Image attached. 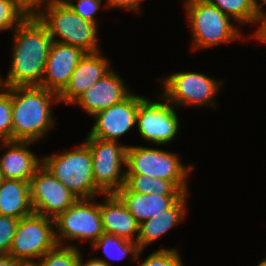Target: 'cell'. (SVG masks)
Segmentation results:
<instances>
[{"label": "cell", "instance_id": "cell-19", "mask_svg": "<svg viewBox=\"0 0 266 266\" xmlns=\"http://www.w3.org/2000/svg\"><path fill=\"white\" fill-rule=\"evenodd\" d=\"M184 193L170 208L160 212L151 219L139 224V234L137 245L140 250H144L148 244L158 240L186 216V197Z\"/></svg>", "mask_w": 266, "mask_h": 266}, {"label": "cell", "instance_id": "cell-5", "mask_svg": "<svg viewBox=\"0 0 266 266\" xmlns=\"http://www.w3.org/2000/svg\"><path fill=\"white\" fill-rule=\"evenodd\" d=\"M185 7L193 34V49L241 39L243 34L218 7L205 0H186Z\"/></svg>", "mask_w": 266, "mask_h": 266}, {"label": "cell", "instance_id": "cell-34", "mask_svg": "<svg viewBox=\"0 0 266 266\" xmlns=\"http://www.w3.org/2000/svg\"><path fill=\"white\" fill-rule=\"evenodd\" d=\"M80 266H112V265L111 263H109V261L96 257L89 259L88 261H86V263H84L81 255Z\"/></svg>", "mask_w": 266, "mask_h": 266}, {"label": "cell", "instance_id": "cell-27", "mask_svg": "<svg viewBox=\"0 0 266 266\" xmlns=\"http://www.w3.org/2000/svg\"><path fill=\"white\" fill-rule=\"evenodd\" d=\"M0 89V142L12 141L11 87Z\"/></svg>", "mask_w": 266, "mask_h": 266}, {"label": "cell", "instance_id": "cell-28", "mask_svg": "<svg viewBox=\"0 0 266 266\" xmlns=\"http://www.w3.org/2000/svg\"><path fill=\"white\" fill-rule=\"evenodd\" d=\"M140 264V266H183L178 251L173 248H160L149 254Z\"/></svg>", "mask_w": 266, "mask_h": 266}, {"label": "cell", "instance_id": "cell-22", "mask_svg": "<svg viewBox=\"0 0 266 266\" xmlns=\"http://www.w3.org/2000/svg\"><path fill=\"white\" fill-rule=\"evenodd\" d=\"M124 186L139 194H156L161 196H182L184 193L172 182L148 175L126 174Z\"/></svg>", "mask_w": 266, "mask_h": 266}, {"label": "cell", "instance_id": "cell-33", "mask_svg": "<svg viewBox=\"0 0 266 266\" xmlns=\"http://www.w3.org/2000/svg\"><path fill=\"white\" fill-rule=\"evenodd\" d=\"M257 23L261 24L259 25V28L253 33V36L254 38L262 40L264 43H266V13L258 16Z\"/></svg>", "mask_w": 266, "mask_h": 266}, {"label": "cell", "instance_id": "cell-6", "mask_svg": "<svg viewBox=\"0 0 266 266\" xmlns=\"http://www.w3.org/2000/svg\"><path fill=\"white\" fill-rule=\"evenodd\" d=\"M175 153L156 148L128 146L126 174L148 175L172 181L183 193H188L187 176L193 166H184Z\"/></svg>", "mask_w": 266, "mask_h": 266}, {"label": "cell", "instance_id": "cell-14", "mask_svg": "<svg viewBox=\"0 0 266 266\" xmlns=\"http://www.w3.org/2000/svg\"><path fill=\"white\" fill-rule=\"evenodd\" d=\"M85 53L78 47L53 41L40 87L59 95Z\"/></svg>", "mask_w": 266, "mask_h": 266}, {"label": "cell", "instance_id": "cell-10", "mask_svg": "<svg viewBox=\"0 0 266 266\" xmlns=\"http://www.w3.org/2000/svg\"><path fill=\"white\" fill-rule=\"evenodd\" d=\"M162 80L164 85L162 97L176 108L182 105L215 107L212 100L222 84L220 81L196 72H177Z\"/></svg>", "mask_w": 266, "mask_h": 266}, {"label": "cell", "instance_id": "cell-13", "mask_svg": "<svg viewBox=\"0 0 266 266\" xmlns=\"http://www.w3.org/2000/svg\"><path fill=\"white\" fill-rule=\"evenodd\" d=\"M145 98L131 93L120 103L99 111L93 116L96 119L95 124L88 135L103 140L117 141L136 124L139 104Z\"/></svg>", "mask_w": 266, "mask_h": 266}, {"label": "cell", "instance_id": "cell-21", "mask_svg": "<svg viewBox=\"0 0 266 266\" xmlns=\"http://www.w3.org/2000/svg\"><path fill=\"white\" fill-rule=\"evenodd\" d=\"M32 213L29 182L3 179L0 183V215L21 219Z\"/></svg>", "mask_w": 266, "mask_h": 266}, {"label": "cell", "instance_id": "cell-24", "mask_svg": "<svg viewBox=\"0 0 266 266\" xmlns=\"http://www.w3.org/2000/svg\"><path fill=\"white\" fill-rule=\"evenodd\" d=\"M218 7L230 19L242 24L257 23L258 15L252 0H205Z\"/></svg>", "mask_w": 266, "mask_h": 266}, {"label": "cell", "instance_id": "cell-20", "mask_svg": "<svg viewBox=\"0 0 266 266\" xmlns=\"http://www.w3.org/2000/svg\"><path fill=\"white\" fill-rule=\"evenodd\" d=\"M140 224L170 208L181 196H161L153 193L139 194L124 185L115 193Z\"/></svg>", "mask_w": 266, "mask_h": 266}, {"label": "cell", "instance_id": "cell-30", "mask_svg": "<svg viewBox=\"0 0 266 266\" xmlns=\"http://www.w3.org/2000/svg\"><path fill=\"white\" fill-rule=\"evenodd\" d=\"M19 219L0 215V255L8 254Z\"/></svg>", "mask_w": 266, "mask_h": 266}, {"label": "cell", "instance_id": "cell-17", "mask_svg": "<svg viewBox=\"0 0 266 266\" xmlns=\"http://www.w3.org/2000/svg\"><path fill=\"white\" fill-rule=\"evenodd\" d=\"M1 143V142H0ZM31 141H6L0 144L7 151L0 158V171L3 179H17L30 182L36 170L42 165L38 158L28 149Z\"/></svg>", "mask_w": 266, "mask_h": 266}, {"label": "cell", "instance_id": "cell-37", "mask_svg": "<svg viewBox=\"0 0 266 266\" xmlns=\"http://www.w3.org/2000/svg\"><path fill=\"white\" fill-rule=\"evenodd\" d=\"M257 266H266V258L263 259Z\"/></svg>", "mask_w": 266, "mask_h": 266}, {"label": "cell", "instance_id": "cell-36", "mask_svg": "<svg viewBox=\"0 0 266 266\" xmlns=\"http://www.w3.org/2000/svg\"><path fill=\"white\" fill-rule=\"evenodd\" d=\"M262 2L259 3L258 0H252V4L254 7L255 12L257 13L258 16L261 14H264V9L262 10V6L265 4L266 5V0H261Z\"/></svg>", "mask_w": 266, "mask_h": 266}, {"label": "cell", "instance_id": "cell-4", "mask_svg": "<svg viewBox=\"0 0 266 266\" xmlns=\"http://www.w3.org/2000/svg\"><path fill=\"white\" fill-rule=\"evenodd\" d=\"M42 164L78 198H95L103 194L95 185L92 156L88 145L42 158Z\"/></svg>", "mask_w": 266, "mask_h": 266}, {"label": "cell", "instance_id": "cell-16", "mask_svg": "<svg viewBox=\"0 0 266 266\" xmlns=\"http://www.w3.org/2000/svg\"><path fill=\"white\" fill-rule=\"evenodd\" d=\"M130 94L123 79L112 69L86 90L75 104L77 103L86 113L94 116L99 111L120 103Z\"/></svg>", "mask_w": 266, "mask_h": 266}, {"label": "cell", "instance_id": "cell-26", "mask_svg": "<svg viewBox=\"0 0 266 266\" xmlns=\"http://www.w3.org/2000/svg\"><path fill=\"white\" fill-rule=\"evenodd\" d=\"M28 16L17 0H0V31L14 30Z\"/></svg>", "mask_w": 266, "mask_h": 266}, {"label": "cell", "instance_id": "cell-2", "mask_svg": "<svg viewBox=\"0 0 266 266\" xmlns=\"http://www.w3.org/2000/svg\"><path fill=\"white\" fill-rule=\"evenodd\" d=\"M12 141L37 142L55 124L51 104L58 94L40 86L11 87Z\"/></svg>", "mask_w": 266, "mask_h": 266}, {"label": "cell", "instance_id": "cell-32", "mask_svg": "<svg viewBox=\"0 0 266 266\" xmlns=\"http://www.w3.org/2000/svg\"><path fill=\"white\" fill-rule=\"evenodd\" d=\"M106 6L114 7V8H123L127 10L136 11L137 13L140 11L142 0H106Z\"/></svg>", "mask_w": 266, "mask_h": 266}, {"label": "cell", "instance_id": "cell-39", "mask_svg": "<svg viewBox=\"0 0 266 266\" xmlns=\"http://www.w3.org/2000/svg\"><path fill=\"white\" fill-rule=\"evenodd\" d=\"M3 180V177H2V174H1V171H0V183L2 182Z\"/></svg>", "mask_w": 266, "mask_h": 266}, {"label": "cell", "instance_id": "cell-15", "mask_svg": "<svg viewBox=\"0 0 266 266\" xmlns=\"http://www.w3.org/2000/svg\"><path fill=\"white\" fill-rule=\"evenodd\" d=\"M111 71L109 61L100 51L85 53L73 71L69 83L58 95L59 102L75 103L79 97L99 79Z\"/></svg>", "mask_w": 266, "mask_h": 266}, {"label": "cell", "instance_id": "cell-12", "mask_svg": "<svg viewBox=\"0 0 266 266\" xmlns=\"http://www.w3.org/2000/svg\"><path fill=\"white\" fill-rule=\"evenodd\" d=\"M154 102L145 98L140 104L136 117L141 138L157 145L171 142L178 133L179 119L175 106L165 98Z\"/></svg>", "mask_w": 266, "mask_h": 266}, {"label": "cell", "instance_id": "cell-3", "mask_svg": "<svg viewBox=\"0 0 266 266\" xmlns=\"http://www.w3.org/2000/svg\"><path fill=\"white\" fill-rule=\"evenodd\" d=\"M36 16L46 26L52 41L78 47L86 53L100 51L98 25L83 20L63 0L46 6Z\"/></svg>", "mask_w": 266, "mask_h": 266}, {"label": "cell", "instance_id": "cell-7", "mask_svg": "<svg viewBox=\"0 0 266 266\" xmlns=\"http://www.w3.org/2000/svg\"><path fill=\"white\" fill-rule=\"evenodd\" d=\"M56 245L54 219L32 213L19 219L8 254L21 264H35Z\"/></svg>", "mask_w": 266, "mask_h": 266}, {"label": "cell", "instance_id": "cell-23", "mask_svg": "<svg viewBox=\"0 0 266 266\" xmlns=\"http://www.w3.org/2000/svg\"><path fill=\"white\" fill-rule=\"evenodd\" d=\"M92 245L95 251L102 249L110 261L123 260L128 254H131L133 260H137L142 254L137 242L108 233H103Z\"/></svg>", "mask_w": 266, "mask_h": 266}, {"label": "cell", "instance_id": "cell-1", "mask_svg": "<svg viewBox=\"0 0 266 266\" xmlns=\"http://www.w3.org/2000/svg\"><path fill=\"white\" fill-rule=\"evenodd\" d=\"M11 68L6 79L0 76L1 86H40L52 44L46 26L29 15L14 30Z\"/></svg>", "mask_w": 266, "mask_h": 266}, {"label": "cell", "instance_id": "cell-18", "mask_svg": "<svg viewBox=\"0 0 266 266\" xmlns=\"http://www.w3.org/2000/svg\"><path fill=\"white\" fill-rule=\"evenodd\" d=\"M104 195L106 197L105 202L100 203V216L104 233L136 242L139 234V223L136 218L115 193Z\"/></svg>", "mask_w": 266, "mask_h": 266}, {"label": "cell", "instance_id": "cell-8", "mask_svg": "<svg viewBox=\"0 0 266 266\" xmlns=\"http://www.w3.org/2000/svg\"><path fill=\"white\" fill-rule=\"evenodd\" d=\"M94 198H79L70 208L54 219L55 240L64 246L66 240H87L91 245L104 233L100 203ZM95 201V202H94Z\"/></svg>", "mask_w": 266, "mask_h": 266}, {"label": "cell", "instance_id": "cell-38", "mask_svg": "<svg viewBox=\"0 0 266 266\" xmlns=\"http://www.w3.org/2000/svg\"><path fill=\"white\" fill-rule=\"evenodd\" d=\"M21 266H36L35 264H22Z\"/></svg>", "mask_w": 266, "mask_h": 266}, {"label": "cell", "instance_id": "cell-9", "mask_svg": "<svg viewBox=\"0 0 266 266\" xmlns=\"http://www.w3.org/2000/svg\"><path fill=\"white\" fill-rule=\"evenodd\" d=\"M92 156V171L96 187L104 194L116 193L125 183L127 145L118 141L87 136L84 141Z\"/></svg>", "mask_w": 266, "mask_h": 266}, {"label": "cell", "instance_id": "cell-29", "mask_svg": "<svg viewBox=\"0 0 266 266\" xmlns=\"http://www.w3.org/2000/svg\"><path fill=\"white\" fill-rule=\"evenodd\" d=\"M63 1L83 20L98 24L95 14L101 6L102 0H77V4L73 3L74 0Z\"/></svg>", "mask_w": 266, "mask_h": 266}, {"label": "cell", "instance_id": "cell-11", "mask_svg": "<svg viewBox=\"0 0 266 266\" xmlns=\"http://www.w3.org/2000/svg\"><path fill=\"white\" fill-rule=\"evenodd\" d=\"M34 213L55 219L79 198L42 164L29 182Z\"/></svg>", "mask_w": 266, "mask_h": 266}, {"label": "cell", "instance_id": "cell-31", "mask_svg": "<svg viewBox=\"0 0 266 266\" xmlns=\"http://www.w3.org/2000/svg\"><path fill=\"white\" fill-rule=\"evenodd\" d=\"M60 0H17L19 6L28 14L36 16L44 6H48L52 3Z\"/></svg>", "mask_w": 266, "mask_h": 266}, {"label": "cell", "instance_id": "cell-35", "mask_svg": "<svg viewBox=\"0 0 266 266\" xmlns=\"http://www.w3.org/2000/svg\"><path fill=\"white\" fill-rule=\"evenodd\" d=\"M22 264L19 261H16L9 254L0 255V266H21Z\"/></svg>", "mask_w": 266, "mask_h": 266}, {"label": "cell", "instance_id": "cell-25", "mask_svg": "<svg viewBox=\"0 0 266 266\" xmlns=\"http://www.w3.org/2000/svg\"><path fill=\"white\" fill-rule=\"evenodd\" d=\"M81 253L76 246L56 245L45 253L40 260H36V266H80Z\"/></svg>", "mask_w": 266, "mask_h": 266}]
</instances>
